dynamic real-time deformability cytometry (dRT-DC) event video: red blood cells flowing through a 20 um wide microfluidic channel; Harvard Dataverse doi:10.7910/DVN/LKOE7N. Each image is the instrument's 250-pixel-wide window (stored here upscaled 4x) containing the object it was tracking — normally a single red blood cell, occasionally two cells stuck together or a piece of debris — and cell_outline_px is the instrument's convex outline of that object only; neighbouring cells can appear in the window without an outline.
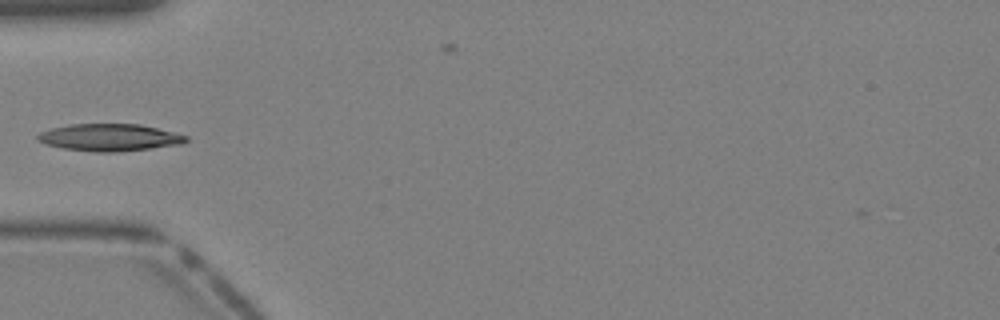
{"species": "Egyptian fruit bat (a non-hibernating species)", "species_latin": "Rousettus aegyptiacus", "temperature_condition": "warm", "stored_images_in_passage": 28, "camera_frame_rate_fps": 3000, "um_per_image_px": 0.085, "animal": {"sex": "female"}, "frame": {"image": 1, "passage_image": 1, "time_ms": 0.0, "image_size_px": [1000, 320], "cell_outline_px": [[188, 140], [184, 144], [152, 148], [116, 152], [96, 152], [64, 148], [44, 144], [36, 140], [36, 136], [40, 132], [52, 128], [68, 124], [140, 124], [188, 136]], "centroid_in_image_um": [9.3, 11.68], "position_along_channel_um": 75.7, "area_um2": 23.52}}
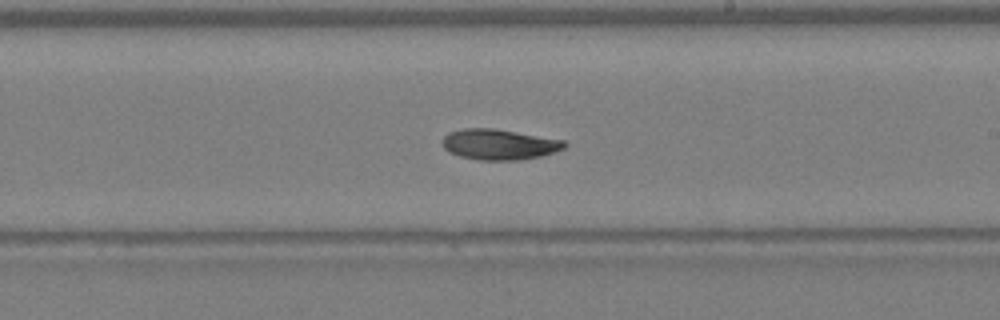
{"frame": {"image": 2, "passage_image": 11, "time_ms": 3.333, "image_size_px": [1000, 320], "cell_outline_px": [[568, 144], [564, 148], [540, 156], [520, 160], [480, 160], [460, 156], [448, 152], [444, 148], [444, 136], [448, 132], [464, 128], [492, 128], [564, 140]], "centroid_in_image_um": [42.42, 12.27], "position_along_channel_um": 246.6, "area_um2": 21.56}}
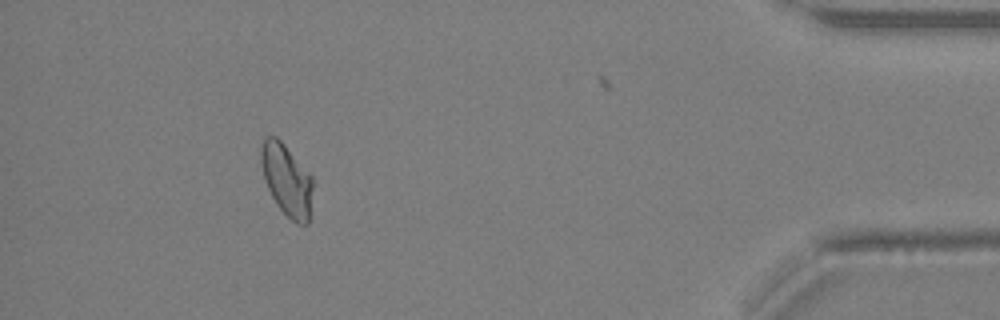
{"frame": {"image": 3, "passage_image": 24, "time_ms": 7.667, "image_size_px": [1000, 320], "cell_outline_px": [[312, 188], [308, 224], [296, 224], [276, 204], [264, 180], [260, 160], [260, 148], [264, 136], [276, 136], [284, 144], [312, 176]], "centroid_in_image_um": [24.34, 15.26], "position_along_channel_um": 410.9, "area_um2": 21.5}}